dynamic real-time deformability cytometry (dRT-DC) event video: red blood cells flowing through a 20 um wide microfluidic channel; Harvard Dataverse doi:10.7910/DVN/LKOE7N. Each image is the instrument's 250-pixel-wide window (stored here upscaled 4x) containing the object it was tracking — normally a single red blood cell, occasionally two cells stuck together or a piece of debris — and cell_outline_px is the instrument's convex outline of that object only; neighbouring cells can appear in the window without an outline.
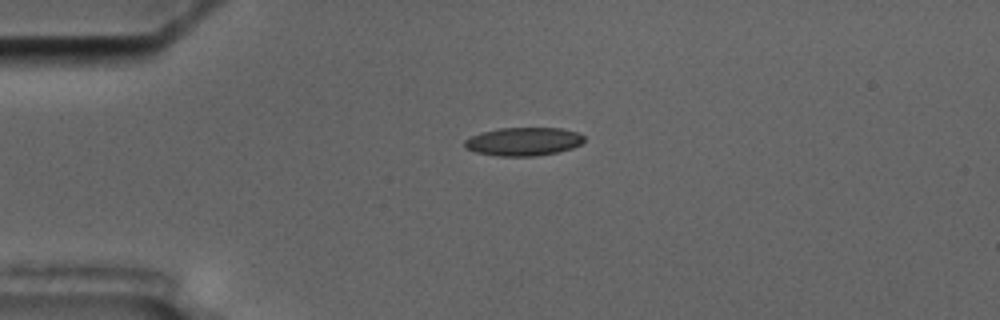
{"species": "common noctule bat (a hibernating species)", "species_latin": "Nyctalus noctula", "temperature_condition": "cold", "stored_images_in_passage": 6, "camera_frame_rate_fps": 3000, "um_per_image_px": 0.085, "animal": {"sex": "male", "body_mass_g": 17.5, "forearm_length_mm": 52.3}, "frame": {"image": 1, "passage_image": 4, "time_ms": 3.333, "image_size_px": [1000, 320], "cell_outline_px": [[584, 140], [580, 144], [572, 148], [556, 152], [536, 156], [500, 156], [476, 152], [464, 148], [464, 140], [480, 132], [496, 128], [560, 128], [580, 132], [584, 136]], "centroid_in_image_um": [44.48, 12.02], "position_along_channel_um": 40.5, "area_um2": 19.83}}